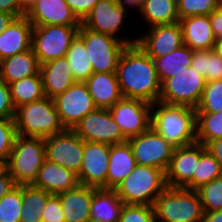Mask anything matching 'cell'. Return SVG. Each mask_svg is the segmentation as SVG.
I'll list each match as a JSON object with an SVG mask.
<instances>
[{
  "label": "cell",
  "mask_w": 222,
  "mask_h": 222,
  "mask_svg": "<svg viewBox=\"0 0 222 222\" xmlns=\"http://www.w3.org/2000/svg\"><path fill=\"white\" fill-rule=\"evenodd\" d=\"M116 76L124 98L140 99L151 104L159 101L161 82L154 60L137 43L125 47Z\"/></svg>",
  "instance_id": "6da1fadb"
},
{
  "label": "cell",
  "mask_w": 222,
  "mask_h": 222,
  "mask_svg": "<svg viewBox=\"0 0 222 222\" xmlns=\"http://www.w3.org/2000/svg\"><path fill=\"white\" fill-rule=\"evenodd\" d=\"M151 127L174 147L196 142V109L185 105L152 104Z\"/></svg>",
  "instance_id": "7a4b0ae2"
},
{
  "label": "cell",
  "mask_w": 222,
  "mask_h": 222,
  "mask_svg": "<svg viewBox=\"0 0 222 222\" xmlns=\"http://www.w3.org/2000/svg\"><path fill=\"white\" fill-rule=\"evenodd\" d=\"M16 133L22 137L46 138L65 130L54 99L44 97L15 108Z\"/></svg>",
  "instance_id": "3957f363"
},
{
  "label": "cell",
  "mask_w": 222,
  "mask_h": 222,
  "mask_svg": "<svg viewBox=\"0 0 222 222\" xmlns=\"http://www.w3.org/2000/svg\"><path fill=\"white\" fill-rule=\"evenodd\" d=\"M166 188V173L163 170L137 164L115 190L124 204L153 206Z\"/></svg>",
  "instance_id": "277c9868"
},
{
  "label": "cell",
  "mask_w": 222,
  "mask_h": 222,
  "mask_svg": "<svg viewBox=\"0 0 222 222\" xmlns=\"http://www.w3.org/2000/svg\"><path fill=\"white\" fill-rule=\"evenodd\" d=\"M158 222H202L203 209L196 190L167 187L153 205Z\"/></svg>",
  "instance_id": "5b68a950"
},
{
  "label": "cell",
  "mask_w": 222,
  "mask_h": 222,
  "mask_svg": "<svg viewBox=\"0 0 222 222\" xmlns=\"http://www.w3.org/2000/svg\"><path fill=\"white\" fill-rule=\"evenodd\" d=\"M45 159L44 138L17 135L5 167L17 185H31Z\"/></svg>",
  "instance_id": "8992f818"
},
{
  "label": "cell",
  "mask_w": 222,
  "mask_h": 222,
  "mask_svg": "<svg viewBox=\"0 0 222 222\" xmlns=\"http://www.w3.org/2000/svg\"><path fill=\"white\" fill-rule=\"evenodd\" d=\"M78 36L84 41L94 73H116L121 54L127 46L124 42L85 28L82 24Z\"/></svg>",
  "instance_id": "52a82bcc"
},
{
  "label": "cell",
  "mask_w": 222,
  "mask_h": 222,
  "mask_svg": "<svg viewBox=\"0 0 222 222\" xmlns=\"http://www.w3.org/2000/svg\"><path fill=\"white\" fill-rule=\"evenodd\" d=\"M80 26H33L31 48L39 64L64 57Z\"/></svg>",
  "instance_id": "ba28073f"
},
{
  "label": "cell",
  "mask_w": 222,
  "mask_h": 222,
  "mask_svg": "<svg viewBox=\"0 0 222 222\" xmlns=\"http://www.w3.org/2000/svg\"><path fill=\"white\" fill-rule=\"evenodd\" d=\"M205 85L206 80L192 66L186 67L161 84L159 101L196 109Z\"/></svg>",
  "instance_id": "9c48e42d"
},
{
  "label": "cell",
  "mask_w": 222,
  "mask_h": 222,
  "mask_svg": "<svg viewBox=\"0 0 222 222\" xmlns=\"http://www.w3.org/2000/svg\"><path fill=\"white\" fill-rule=\"evenodd\" d=\"M127 142L138 165L159 168L166 173L176 147L152 127L138 136L127 139Z\"/></svg>",
  "instance_id": "30bf717a"
},
{
  "label": "cell",
  "mask_w": 222,
  "mask_h": 222,
  "mask_svg": "<svg viewBox=\"0 0 222 222\" xmlns=\"http://www.w3.org/2000/svg\"><path fill=\"white\" fill-rule=\"evenodd\" d=\"M46 159L78 174L84 153V140L72 129L44 138Z\"/></svg>",
  "instance_id": "8fae6325"
},
{
  "label": "cell",
  "mask_w": 222,
  "mask_h": 222,
  "mask_svg": "<svg viewBox=\"0 0 222 222\" xmlns=\"http://www.w3.org/2000/svg\"><path fill=\"white\" fill-rule=\"evenodd\" d=\"M129 10L116 0H99L81 24L96 32L105 33L118 38L126 45L136 43V39L119 36ZM118 35V36H117Z\"/></svg>",
  "instance_id": "7c38bea8"
},
{
  "label": "cell",
  "mask_w": 222,
  "mask_h": 222,
  "mask_svg": "<svg viewBox=\"0 0 222 222\" xmlns=\"http://www.w3.org/2000/svg\"><path fill=\"white\" fill-rule=\"evenodd\" d=\"M84 141L115 145L127 142L111 112L96 108L87 114L73 129Z\"/></svg>",
  "instance_id": "4fadbf2b"
},
{
  "label": "cell",
  "mask_w": 222,
  "mask_h": 222,
  "mask_svg": "<svg viewBox=\"0 0 222 222\" xmlns=\"http://www.w3.org/2000/svg\"><path fill=\"white\" fill-rule=\"evenodd\" d=\"M151 110V103L124 97L109 108L126 139L138 136L151 127Z\"/></svg>",
  "instance_id": "5bb4252c"
},
{
  "label": "cell",
  "mask_w": 222,
  "mask_h": 222,
  "mask_svg": "<svg viewBox=\"0 0 222 222\" xmlns=\"http://www.w3.org/2000/svg\"><path fill=\"white\" fill-rule=\"evenodd\" d=\"M60 121L65 129H73L97 107L85 82L76 81L69 89L54 98Z\"/></svg>",
  "instance_id": "9a60e30c"
},
{
  "label": "cell",
  "mask_w": 222,
  "mask_h": 222,
  "mask_svg": "<svg viewBox=\"0 0 222 222\" xmlns=\"http://www.w3.org/2000/svg\"><path fill=\"white\" fill-rule=\"evenodd\" d=\"M110 145L84 141L83 162L77 178L79 184L107 189Z\"/></svg>",
  "instance_id": "2e32d148"
},
{
  "label": "cell",
  "mask_w": 222,
  "mask_h": 222,
  "mask_svg": "<svg viewBox=\"0 0 222 222\" xmlns=\"http://www.w3.org/2000/svg\"><path fill=\"white\" fill-rule=\"evenodd\" d=\"M136 43L151 58L165 56L184 44L181 25L175 22L150 27Z\"/></svg>",
  "instance_id": "e0dca14e"
},
{
  "label": "cell",
  "mask_w": 222,
  "mask_h": 222,
  "mask_svg": "<svg viewBox=\"0 0 222 222\" xmlns=\"http://www.w3.org/2000/svg\"><path fill=\"white\" fill-rule=\"evenodd\" d=\"M200 159V143L176 147L166 171L167 187H184L193 190V175Z\"/></svg>",
  "instance_id": "ac0fdd59"
},
{
  "label": "cell",
  "mask_w": 222,
  "mask_h": 222,
  "mask_svg": "<svg viewBox=\"0 0 222 222\" xmlns=\"http://www.w3.org/2000/svg\"><path fill=\"white\" fill-rule=\"evenodd\" d=\"M33 26H81L65 0H38L25 14Z\"/></svg>",
  "instance_id": "d6986e66"
},
{
  "label": "cell",
  "mask_w": 222,
  "mask_h": 222,
  "mask_svg": "<svg viewBox=\"0 0 222 222\" xmlns=\"http://www.w3.org/2000/svg\"><path fill=\"white\" fill-rule=\"evenodd\" d=\"M40 74L44 94L50 99L56 98L76 82L65 56L41 64Z\"/></svg>",
  "instance_id": "ffe728a7"
},
{
  "label": "cell",
  "mask_w": 222,
  "mask_h": 222,
  "mask_svg": "<svg viewBox=\"0 0 222 222\" xmlns=\"http://www.w3.org/2000/svg\"><path fill=\"white\" fill-rule=\"evenodd\" d=\"M78 184L76 173L45 159L37 178L31 185L58 195L75 188Z\"/></svg>",
  "instance_id": "44dd1931"
},
{
  "label": "cell",
  "mask_w": 222,
  "mask_h": 222,
  "mask_svg": "<svg viewBox=\"0 0 222 222\" xmlns=\"http://www.w3.org/2000/svg\"><path fill=\"white\" fill-rule=\"evenodd\" d=\"M32 30L33 25L25 15L16 17L0 33V61L31 49Z\"/></svg>",
  "instance_id": "7402d4cb"
},
{
  "label": "cell",
  "mask_w": 222,
  "mask_h": 222,
  "mask_svg": "<svg viewBox=\"0 0 222 222\" xmlns=\"http://www.w3.org/2000/svg\"><path fill=\"white\" fill-rule=\"evenodd\" d=\"M183 43L192 50H212L216 41L209 16L197 15L179 19Z\"/></svg>",
  "instance_id": "603a6c76"
},
{
  "label": "cell",
  "mask_w": 222,
  "mask_h": 222,
  "mask_svg": "<svg viewBox=\"0 0 222 222\" xmlns=\"http://www.w3.org/2000/svg\"><path fill=\"white\" fill-rule=\"evenodd\" d=\"M85 83L97 108L109 109L123 98L116 73H93Z\"/></svg>",
  "instance_id": "cb8c5ba5"
},
{
  "label": "cell",
  "mask_w": 222,
  "mask_h": 222,
  "mask_svg": "<svg viewBox=\"0 0 222 222\" xmlns=\"http://www.w3.org/2000/svg\"><path fill=\"white\" fill-rule=\"evenodd\" d=\"M58 195L66 222H90L93 187L78 184Z\"/></svg>",
  "instance_id": "d4e9b609"
},
{
  "label": "cell",
  "mask_w": 222,
  "mask_h": 222,
  "mask_svg": "<svg viewBox=\"0 0 222 222\" xmlns=\"http://www.w3.org/2000/svg\"><path fill=\"white\" fill-rule=\"evenodd\" d=\"M123 207L115 189L93 187L90 222H119Z\"/></svg>",
  "instance_id": "484cf974"
},
{
  "label": "cell",
  "mask_w": 222,
  "mask_h": 222,
  "mask_svg": "<svg viewBox=\"0 0 222 222\" xmlns=\"http://www.w3.org/2000/svg\"><path fill=\"white\" fill-rule=\"evenodd\" d=\"M39 71L40 64L32 48L0 61V79L8 85Z\"/></svg>",
  "instance_id": "4316f807"
},
{
  "label": "cell",
  "mask_w": 222,
  "mask_h": 222,
  "mask_svg": "<svg viewBox=\"0 0 222 222\" xmlns=\"http://www.w3.org/2000/svg\"><path fill=\"white\" fill-rule=\"evenodd\" d=\"M137 163L128 142L110 146L107 189L116 187L134 170Z\"/></svg>",
  "instance_id": "83f0119b"
},
{
  "label": "cell",
  "mask_w": 222,
  "mask_h": 222,
  "mask_svg": "<svg viewBox=\"0 0 222 222\" xmlns=\"http://www.w3.org/2000/svg\"><path fill=\"white\" fill-rule=\"evenodd\" d=\"M139 12L149 28L179 22L178 6L173 0H145Z\"/></svg>",
  "instance_id": "f1b7e54d"
},
{
  "label": "cell",
  "mask_w": 222,
  "mask_h": 222,
  "mask_svg": "<svg viewBox=\"0 0 222 222\" xmlns=\"http://www.w3.org/2000/svg\"><path fill=\"white\" fill-rule=\"evenodd\" d=\"M193 50L187 45L173 50L169 54L152 58L155 63L158 78L161 84L168 78L174 77L177 73L191 66Z\"/></svg>",
  "instance_id": "f546056e"
},
{
  "label": "cell",
  "mask_w": 222,
  "mask_h": 222,
  "mask_svg": "<svg viewBox=\"0 0 222 222\" xmlns=\"http://www.w3.org/2000/svg\"><path fill=\"white\" fill-rule=\"evenodd\" d=\"M9 89L15 108L45 97L40 71L37 74L10 83Z\"/></svg>",
  "instance_id": "4dcf8cb0"
},
{
  "label": "cell",
  "mask_w": 222,
  "mask_h": 222,
  "mask_svg": "<svg viewBox=\"0 0 222 222\" xmlns=\"http://www.w3.org/2000/svg\"><path fill=\"white\" fill-rule=\"evenodd\" d=\"M65 57L76 81L85 82L94 73L84 41L78 35L70 44Z\"/></svg>",
  "instance_id": "1f68e13d"
},
{
  "label": "cell",
  "mask_w": 222,
  "mask_h": 222,
  "mask_svg": "<svg viewBox=\"0 0 222 222\" xmlns=\"http://www.w3.org/2000/svg\"><path fill=\"white\" fill-rule=\"evenodd\" d=\"M191 66L205 80H222V58L212 50H193Z\"/></svg>",
  "instance_id": "d6a6232c"
},
{
  "label": "cell",
  "mask_w": 222,
  "mask_h": 222,
  "mask_svg": "<svg viewBox=\"0 0 222 222\" xmlns=\"http://www.w3.org/2000/svg\"><path fill=\"white\" fill-rule=\"evenodd\" d=\"M222 176V167L213 155L200 143V159L193 175V190Z\"/></svg>",
  "instance_id": "836d02e7"
},
{
  "label": "cell",
  "mask_w": 222,
  "mask_h": 222,
  "mask_svg": "<svg viewBox=\"0 0 222 222\" xmlns=\"http://www.w3.org/2000/svg\"><path fill=\"white\" fill-rule=\"evenodd\" d=\"M222 138V112L196 113V142L204 146Z\"/></svg>",
  "instance_id": "e575fe53"
},
{
  "label": "cell",
  "mask_w": 222,
  "mask_h": 222,
  "mask_svg": "<svg viewBox=\"0 0 222 222\" xmlns=\"http://www.w3.org/2000/svg\"><path fill=\"white\" fill-rule=\"evenodd\" d=\"M22 185H17L0 199V222H20Z\"/></svg>",
  "instance_id": "d590c367"
},
{
  "label": "cell",
  "mask_w": 222,
  "mask_h": 222,
  "mask_svg": "<svg viewBox=\"0 0 222 222\" xmlns=\"http://www.w3.org/2000/svg\"><path fill=\"white\" fill-rule=\"evenodd\" d=\"M222 112V80L206 82L196 113Z\"/></svg>",
  "instance_id": "8d00e7d4"
},
{
  "label": "cell",
  "mask_w": 222,
  "mask_h": 222,
  "mask_svg": "<svg viewBox=\"0 0 222 222\" xmlns=\"http://www.w3.org/2000/svg\"><path fill=\"white\" fill-rule=\"evenodd\" d=\"M203 212L222 210V176L203 184L197 190Z\"/></svg>",
  "instance_id": "74e56055"
},
{
  "label": "cell",
  "mask_w": 222,
  "mask_h": 222,
  "mask_svg": "<svg viewBox=\"0 0 222 222\" xmlns=\"http://www.w3.org/2000/svg\"><path fill=\"white\" fill-rule=\"evenodd\" d=\"M178 6L179 19L207 15L222 6V0H181Z\"/></svg>",
  "instance_id": "f35d334b"
},
{
  "label": "cell",
  "mask_w": 222,
  "mask_h": 222,
  "mask_svg": "<svg viewBox=\"0 0 222 222\" xmlns=\"http://www.w3.org/2000/svg\"><path fill=\"white\" fill-rule=\"evenodd\" d=\"M52 194L32 185H22V206L25 212L41 214Z\"/></svg>",
  "instance_id": "ab89813d"
},
{
  "label": "cell",
  "mask_w": 222,
  "mask_h": 222,
  "mask_svg": "<svg viewBox=\"0 0 222 222\" xmlns=\"http://www.w3.org/2000/svg\"><path fill=\"white\" fill-rule=\"evenodd\" d=\"M17 136L13 119H0V163L5 166Z\"/></svg>",
  "instance_id": "60d3db41"
},
{
  "label": "cell",
  "mask_w": 222,
  "mask_h": 222,
  "mask_svg": "<svg viewBox=\"0 0 222 222\" xmlns=\"http://www.w3.org/2000/svg\"><path fill=\"white\" fill-rule=\"evenodd\" d=\"M153 206L124 204L119 222H155Z\"/></svg>",
  "instance_id": "b9f144b4"
},
{
  "label": "cell",
  "mask_w": 222,
  "mask_h": 222,
  "mask_svg": "<svg viewBox=\"0 0 222 222\" xmlns=\"http://www.w3.org/2000/svg\"><path fill=\"white\" fill-rule=\"evenodd\" d=\"M41 216L42 222H66L59 195L52 194L49 197Z\"/></svg>",
  "instance_id": "7bdbcfd3"
},
{
  "label": "cell",
  "mask_w": 222,
  "mask_h": 222,
  "mask_svg": "<svg viewBox=\"0 0 222 222\" xmlns=\"http://www.w3.org/2000/svg\"><path fill=\"white\" fill-rule=\"evenodd\" d=\"M14 114L9 85L0 79V119H13Z\"/></svg>",
  "instance_id": "ee69618b"
},
{
  "label": "cell",
  "mask_w": 222,
  "mask_h": 222,
  "mask_svg": "<svg viewBox=\"0 0 222 222\" xmlns=\"http://www.w3.org/2000/svg\"><path fill=\"white\" fill-rule=\"evenodd\" d=\"M72 12L82 22L99 0H65Z\"/></svg>",
  "instance_id": "f6af8a7d"
},
{
  "label": "cell",
  "mask_w": 222,
  "mask_h": 222,
  "mask_svg": "<svg viewBox=\"0 0 222 222\" xmlns=\"http://www.w3.org/2000/svg\"><path fill=\"white\" fill-rule=\"evenodd\" d=\"M17 184L13 180V178L10 176L9 171L4 166L0 170V199L9 193L13 188H15Z\"/></svg>",
  "instance_id": "bcb514c9"
},
{
  "label": "cell",
  "mask_w": 222,
  "mask_h": 222,
  "mask_svg": "<svg viewBox=\"0 0 222 222\" xmlns=\"http://www.w3.org/2000/svg\"><path fill=\"white\" fill-rule=\"evenodd\" d=\"M209 20L216 40L222 39V6L209 15Z\"/></svg>",
  "instance_id": "7dc6e473"
},
{
  "label": "cell",
  "mask_w": 222,
  "mask_h": 222,
  "mask_svg": "<svg viewBox=\"0 0 222 222\" xmlns=\"http://www.w3.org/2000/svg\"><path fill=\"white\" fill-rule=\"evenodd\" d=\"M0 12L10 13L16 17L24 16L19 0H0Z\"/></svg>",
  "instance_id": "c3c4849f"
},
{
  "label": "cell",
  "mask_w": 222,
  "mask_h": 222,
  "mask_svg": "<svg viewBox=\"0 0 222 222\" xmlns=\"http://www.w3.org/2000/svg\"><path fill=\"white\" fill-rule=\"evenodd\" d=\"M206 149L213 155V157L220 163L222 167V138L209 141L205 145Z\"/></svg>",
  "instance_id": "681fc988"
},
{
  "label": "cell",
  "mask_w": 222,
  "mask_h": 222,
  "mask_svg": "<svg viewBox=\"0 0 222 222\" xmlns=\"http://www.w3.org/2000/svg\"><path fill=\"white\" fill-rule=\"evenodd\" d=\"M20 222H42V216L38 213L25 212L21 210Z\"/></svg>",
  "instance_id": "f907efd6"
},
{
  "label": "cell",
  "mask_w": 222,
  "mask_h": 222,
  "mask_svg": "<svg viewBox=\"0 0 222 222\" xmlns=\"http://www.w3.org/2000/svg\"><path fill=\"white\" fill-rule=\"evenodd\" d=\"M116 1L128 10H130V8L131 10L135 8V10L140 11L145 0H116Z\"/></svg>",
  "instance_id": "816d5d0a"
},
{
  "label": "cell",
  "mask_w": 222,
  "mask_h": 222,
  "mask_svg": "<svg viewBox=\"0 0 222 222\" xmlns=\"http://www.w3.org/2000/svg\"><path fill=\"white\" fill-rule=\"evenodd\" d=\"M202 222H222V210L204 212Z\"/></svg>",
  "instance_id": "f5cc1de1"
},
{
  "label": "cell",
  "mask_w": 222,
  "mask_h": 222,
  "mask_svg": "<svg viewBox=\"0 0 222 222\" xmlns=\"http://www.w3.org/2000/svg\"><path fill=\"white\" fill-rule=\"evenodd\" d=\"M15 18L16 16L10 13L0 12V33L5 30Z\"/></svg>",
  "instance_id": "db71d44e"
},
{
  "label": "cell",
  "mask_w": 222,
  "mask_h": 222,
  "mask_svg": "<svg viewBox=\"0 0 222 222\" xmlns=\"http://www.w3.org/2000/svg\"><path fill=\"white\" fill-rule=\"evenodd\" d=\"M38 0H19L21 10L26 14Z\"/></svg>",
  "instance_id": "11a10c76"
},
{
  "label": "cell",
  "mask_w": 222,
  "mask_h": 222,
  "mask_svg": "<svg viewBox=\"0 0 222 222\" xmlns=\"http://www.w3.org/2000/svg\"><path fill=\"white\" fill-rule=\"evenodd\" d=\"M213 50L222 58V39L215 41Z\"/></svg>",
  "instance_id": "9f6ffc18"
},
{
  "label": "cell",
  "mask_w": 222,
  "mask_h": 222,
  "mask_svg": "<svg viewBox=\"0 0 222 222\" xmlns=\"http://www.w3.org/2000/svg\"><path fill=\"white\" fill-rule=\"evenodd\" d=\"M181 0H173V2L178 5L180 3Z\"/></svg>",
  "instance_id": "6f0895ef"
},
{
  "label": "cell",
  "mask_w": 222,
  "mask_h": 222,
  "mask_svg": "<svg viewBox=\"0 0 222 222\" xmlns=\"http://www.w3.org/2000/svg\"><path fill=\"white\" fill-rule=\"evenodd\" d=\"M4 166L0 163V170L3 168Z\"/></svg>",
  "instance_id": "680465c9"
}]
</instances>
